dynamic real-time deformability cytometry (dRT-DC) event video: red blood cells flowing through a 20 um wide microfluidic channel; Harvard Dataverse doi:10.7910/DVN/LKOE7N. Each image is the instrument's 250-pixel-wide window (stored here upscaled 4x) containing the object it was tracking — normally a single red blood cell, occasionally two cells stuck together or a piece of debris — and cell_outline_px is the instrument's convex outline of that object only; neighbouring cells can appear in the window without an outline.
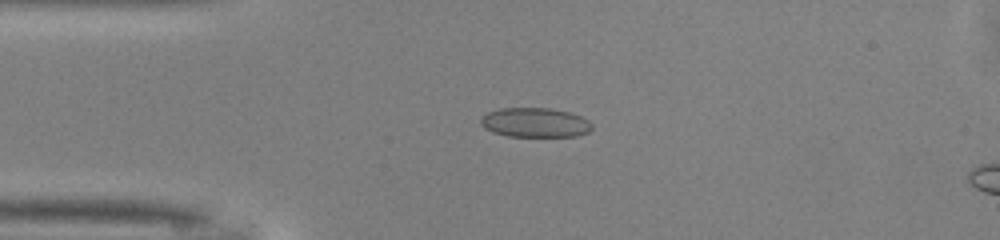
{"species": "common noctule bat (a hibernating species)", "species_latin": "Nyctalus noctula", "temperature_condition": "warm", "stored_images_in_passage": 50, "camera_frame_rate_fps": 3000, "um_per_image_px": 0.085, "animal": {"sex": "male", "body_mass_g": 13.0, "forearm_length_mm": 53.1}, "frame": {"image": 1, "passage_image": 11, "time_ms": 3.333, "image_size_px": [1000, 240], "cell_outline_px": [[592, 128], [588, 132], [576, 136], [508, 136], [492, 132], [484, 128], [480, 124], [480, 116], [488, 112], [500, 108], [552, 108], [568, 112], [580, 116], [588, 120], [592, 124]], "centroid_in_image_um": [45.44, 10.41], "position_along_channel_um": 39.6, "area_um2": 19.19}}
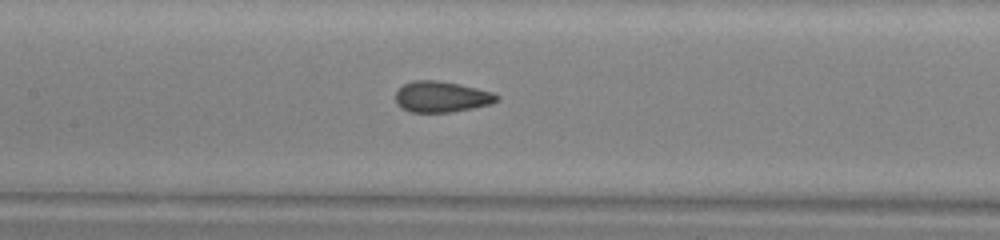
{"frame": {"image": 2, "passage_image": 22, "time_ms": 7.0, "image_size_px": [1000, 240], "cell_outline_px": [[500, 100], [488, 104], [472, 108], [448, 112], [412, 112], [396, 104], [396, 92], [404, 84], [412, 80], [436, 80], [460, 84], [492, 92], [500, 96]], "centroid_in_image_um": [37.53, 8.21], "position_along_channel_um": 169.9, "area_um2": 18.09}}
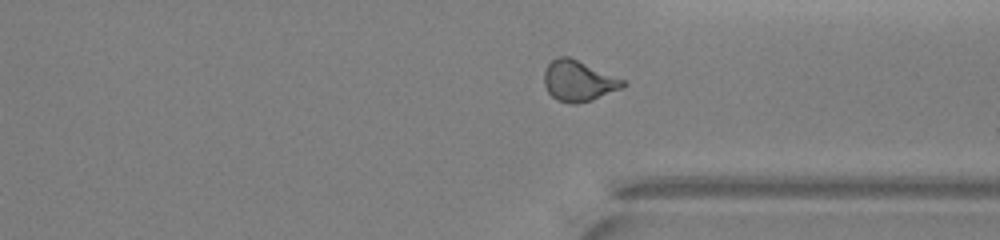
{"frame": {"image": 3, "passage_image": 36, "time_ms": 11.667, "image_size_px": [1000, 240], "cell_outline_px": [[628, 84], [620, 88], [592, 100], [576, 104], [568, 104], [556, 100], [548, 92], [544, 84], [544, 72], [548, 64], [552, 60], [560, 56], [568, 56], [624, 80]], "centroid_in_image_um": [49.13, 6.89], "position_along_channel_um": 362.3, "area_um2": 18.5}}